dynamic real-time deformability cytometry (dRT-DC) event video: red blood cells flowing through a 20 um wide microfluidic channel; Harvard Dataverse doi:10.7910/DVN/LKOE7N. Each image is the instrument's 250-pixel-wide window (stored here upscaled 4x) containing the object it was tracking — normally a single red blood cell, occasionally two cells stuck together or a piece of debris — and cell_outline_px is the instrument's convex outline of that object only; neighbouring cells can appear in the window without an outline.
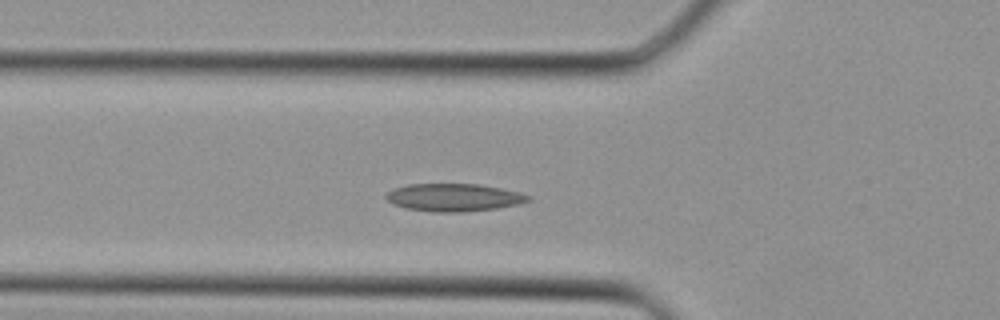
{"species": "Egyptian fruit bat (a non-hibernating species)", "species_latin": "Rousettus aegyptiacus", "temperature_condition": "cold", "stored_images_in_passage": 36, "camera_frame_rate_fps": 3000, "um_per_image_px": 0.085, "animal": {"sex": "female"}, "frame": {"image": 1, "passage_image": 9, "time_ms": 2.667, "image_size_px": [1000, 320], "cell_outline_px": [[532, 200], [520, 204], [496, 208], [464, 212], [432, 212], [408, 208], [392, 204], [384, 196], [392, 188], [408, 184], [480, 184], [520, 192], [532, 196]], "centroid_in_image_um": [38.6, 16.78], "position_along_channel_um": 87.2, "area_um2": 23.12}}
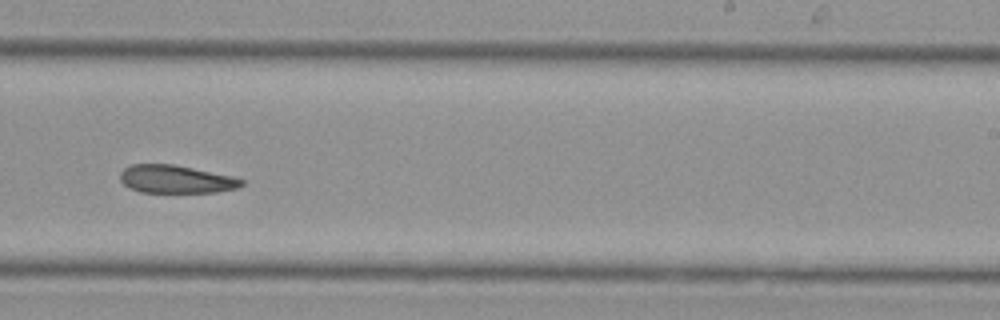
{"frame": {"image": 2, "passage_image": 20, "time_ms": 6.333, "image_size_px": [1000, 320], "cell_outline_px": [[244, 184], [236, 188], [216, 192], [140, 192], [128, 188], [120, 180], [120, 172], [124, 168], [132, 164], [172, 164], [232, 176], [244, 180]], "centroid_in_image_um": [14.92, 15.23], "position_along_channel_um": 274.1, "area_um2": 19.71}}
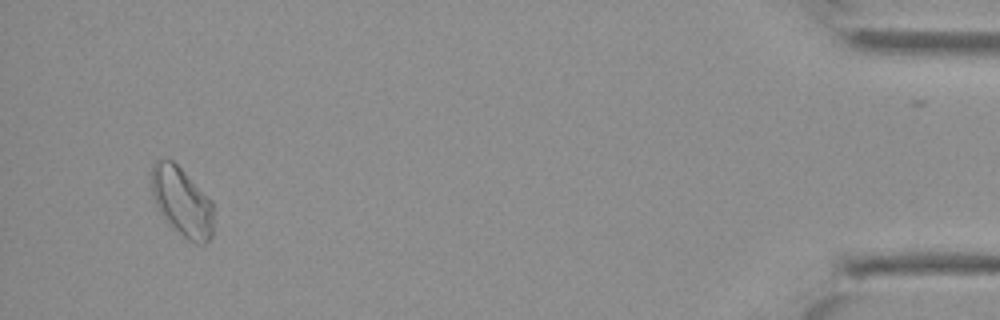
{"frame": {"image": 3, "passage_image": 33, "time_ms": 10.667, "image_size_px": [1000, 320], "cell_outline_px": [[212, 236], [204, 244], [196, 244], [188, 240], [172, 228], [168, 224], [156, 208], [152, 196], [148, 172], [152, 164], [156, 160], [172, 160], [212, 200]], "centroid_in_image_um": [15.4, 17.14], "position_along_channel_um": 419.8, "area_um2": 25.37}}